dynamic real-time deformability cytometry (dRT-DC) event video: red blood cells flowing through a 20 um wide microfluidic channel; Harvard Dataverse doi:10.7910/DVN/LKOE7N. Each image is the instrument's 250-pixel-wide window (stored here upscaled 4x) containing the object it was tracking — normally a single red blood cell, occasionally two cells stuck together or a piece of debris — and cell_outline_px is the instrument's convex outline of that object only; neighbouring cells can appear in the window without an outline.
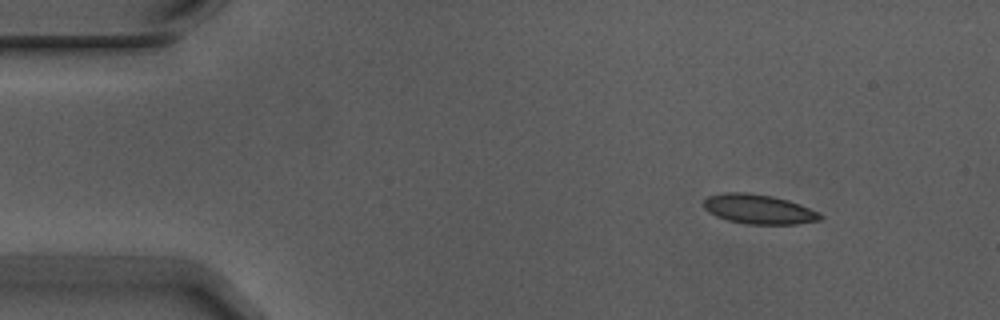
{"species": "Egyptian fruit bat (a non-hibernating species)", "species_latin": "Rousettus aegyptiacus", "temperature_condition": "warm", "stored_images_in_passage": 5, "camera_frame_rate_fps": 3000, "um_per_image_px": 0.085, "animal": {"sex": "male"}, "frame": {"image": 1, "passage_image": 1, "time_ms": 0.0, "image_size_px": [1000, 320], "cell_outline_px": [[824, 216], [820, 220], [796, 224], [744, 224], [728, 220], [716, 216], [708, 212], [704, 208], [704, 200], [708, 196], [724, 192], [744, 192], [772, 196], [788, 200], [820, 212]], "centroid_in_image_um": [64.49, 17.78], "position_along_channel_um": 20.5, "area_um2": 20.11}}
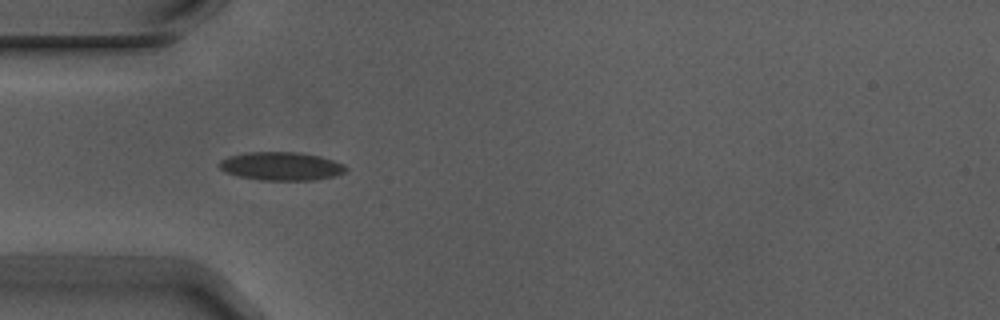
{"frame": {"image": 2, "passage_image": 4, "time_ms": 1.0, "image_size_px": [1000, 320], "cell_outline_px": [[348, 168], [344, 172], [336, 176], [316, 180], [260, 180], [236, 176], [224, 172], [216, 164], [220, 160], [228, 156], [248, 152], [300, 152], [320, 156], [344, 164]], "centroid_in_image_um": [23.88, 14.13], "position_along_channel_um": 61.1, "area_um2": 21.21}}